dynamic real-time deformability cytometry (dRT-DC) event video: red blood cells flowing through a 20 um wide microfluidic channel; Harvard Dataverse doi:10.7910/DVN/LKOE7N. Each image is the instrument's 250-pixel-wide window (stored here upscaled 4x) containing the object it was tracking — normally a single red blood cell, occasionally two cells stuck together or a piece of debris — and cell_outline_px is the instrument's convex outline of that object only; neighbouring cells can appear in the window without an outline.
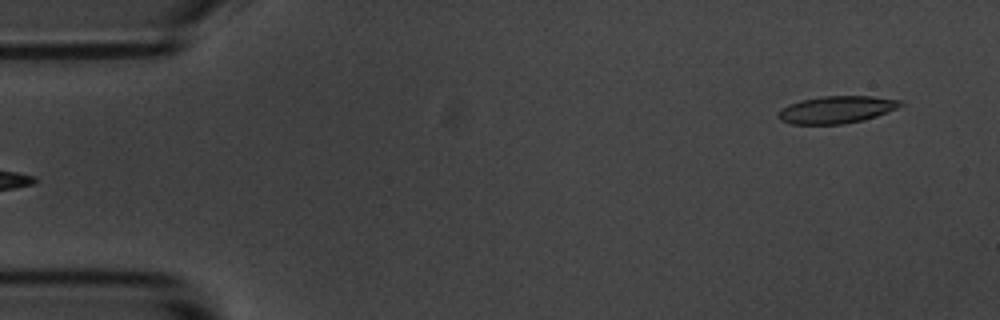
{"species": "common noctule bat (a hibernating species)", "species_latin": "Nyctalus noctula", "temperature_condition": "room temperature", "stored_images_in_passage": 4, "segment_of_instrument_passage": [2, 2], "camera_frame_rate_fps": 3000, "um_per_image_px": 0.085, "animal": {"sex": "male", "body_mass_g": 20.1, "forearm_length_mm": 53.5}, "frame": {"image": 1, "passage_image": 4, "time_ms": 3.333, "image_size_px": [1000, 320], "cell_outline_px": [[904, 104], [896, 108], [876, 116], [864, 120], [844, 124], [792, 124], [780, 120], [780, 108], [788, 104], [800, 100], [824, 96], [872, 96], [900, 100]], "centroid_in_image_um": [71.1, 9.32], "position_along_channel_um": 13.9, "area_um2": 19.31}}